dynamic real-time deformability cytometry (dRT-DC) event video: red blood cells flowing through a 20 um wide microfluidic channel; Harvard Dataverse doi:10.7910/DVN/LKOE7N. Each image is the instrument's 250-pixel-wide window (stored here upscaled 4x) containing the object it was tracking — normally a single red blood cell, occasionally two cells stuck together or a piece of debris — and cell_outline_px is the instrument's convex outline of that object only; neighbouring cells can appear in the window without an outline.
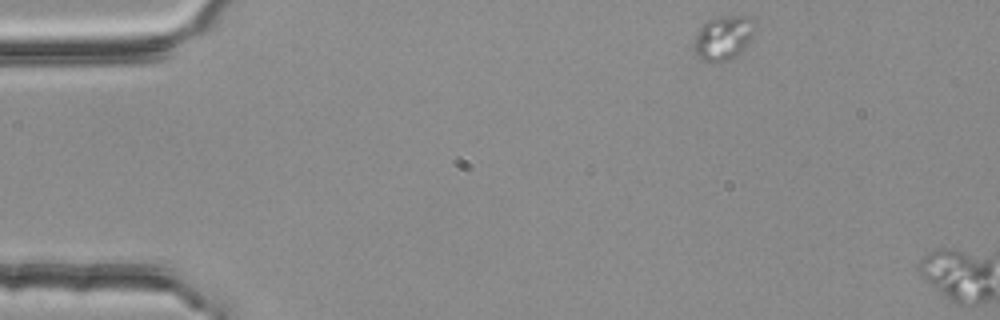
{"species": "common noctule bat (a hibernating species)", "species_latin": "Nyctalus noctula", "temperature_condition": "room temperature", "stored_images_in_passage": 2, "segment_of_instrument_passage": [1, 2], "camera_frame_rate_fps": 3000, "um_per_image_px": 0.085, "animal": {"sex": "female", "body_mass_g": 25.1}, "frame": {"image": 1, "passage_image": 1, "time_ms": 0.0, "image_size_px": [1000, 320], "cell_outline_px": [[756, 28], [752, 36], [740, 56], [728, 60], [712, 64], [700, 60], [692, 48], [692, 44], [700, 28], [708, 20], [724, 16], [744, 16]], "centroid_in_image_um": [61.44, 3.29], "position_along_channel_um": 23.6, "area_um2": 15.84}}